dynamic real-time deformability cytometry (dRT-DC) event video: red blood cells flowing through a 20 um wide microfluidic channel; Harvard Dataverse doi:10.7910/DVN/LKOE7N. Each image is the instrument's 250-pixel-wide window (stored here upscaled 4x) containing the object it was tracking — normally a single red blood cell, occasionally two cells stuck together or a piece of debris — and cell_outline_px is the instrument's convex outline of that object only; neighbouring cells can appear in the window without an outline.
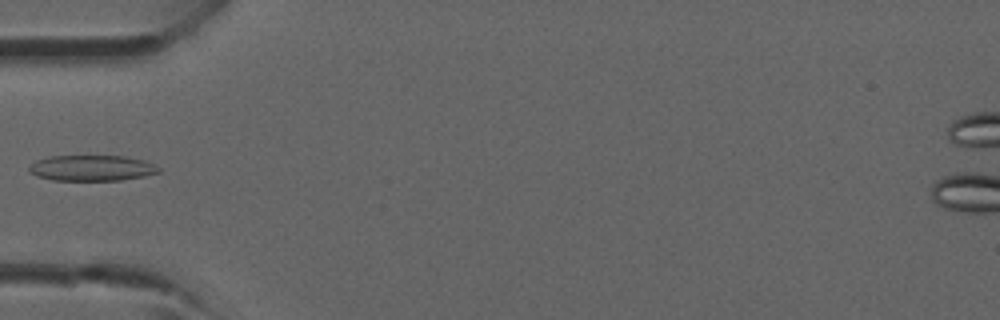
{"species": "common noctule bat (a hibernating species)", "species_latin": "Nyctalus noctula", "temperature_condition": "room temperature", "stored_images_in_passage": 4, "camera_frame_rate_fps": 3000, "um_per_image_px": 0.085, "animal": {"sex": "male", "forearm_length_mm": 52.5}, "frame": {"image": 1, "passage_image": 4, "time_ms": 3.667, "image_size_px": [1000, 320], "cell_outline_px": [[160, 172], [144, 176], [120, 180], [52, 180], [36, 176], [28, 172], [28, 168], [36, 160], [52, 156], [124, 156], [144, 160], [160, 168]], "centroid_in_image_um": [7.78, 14.28], "position_along_channel_um": 77.2, "area_um2": 19.36}}